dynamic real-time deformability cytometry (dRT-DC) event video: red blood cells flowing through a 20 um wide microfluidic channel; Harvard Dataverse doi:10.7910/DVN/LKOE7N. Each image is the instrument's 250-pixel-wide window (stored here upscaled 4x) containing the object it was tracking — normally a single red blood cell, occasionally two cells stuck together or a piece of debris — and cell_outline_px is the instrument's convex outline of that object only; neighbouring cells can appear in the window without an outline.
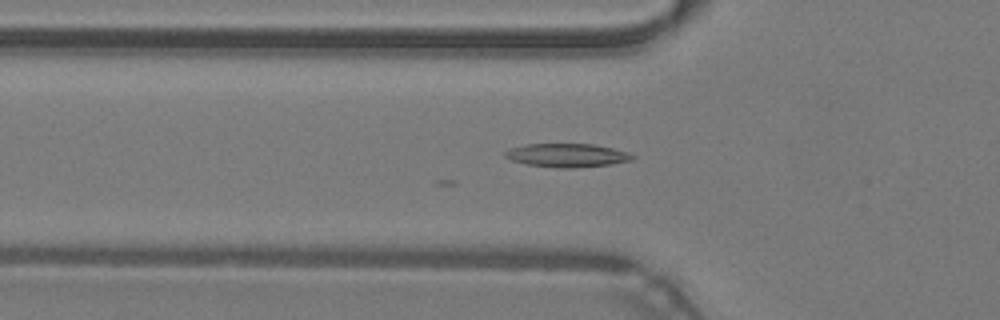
{"species": "common noctule bat (a hibernating species)", "species_latin": "Nyctalus noctula", "temperature_condition": "warm", "stored_images_in_passage": 34, "camera_frame_rate_fps": 3000, "um_per_image_px": 0.085, "animal": {"sex": "male", "body_mass_g": 19.2, "forearm_length_mm": 51.8}, "frame": {"image": 1, "passage_image": 2, "time_ms": 0.333, "image_size_px": [1000, 320], "cell_outline_px": [[636, 156], [632, 160], [612, 164], [572, 168], [560, 168], [528, 164], [512, 160], [504, 156], [504, 152], [512, 148], [528, 144], [592, 144], [612, 148], [628, 152]], "centroid_in_image_um": [48.24, 13.2], "position_along_channel_um": 77.6, "area_um2": 17.28}}
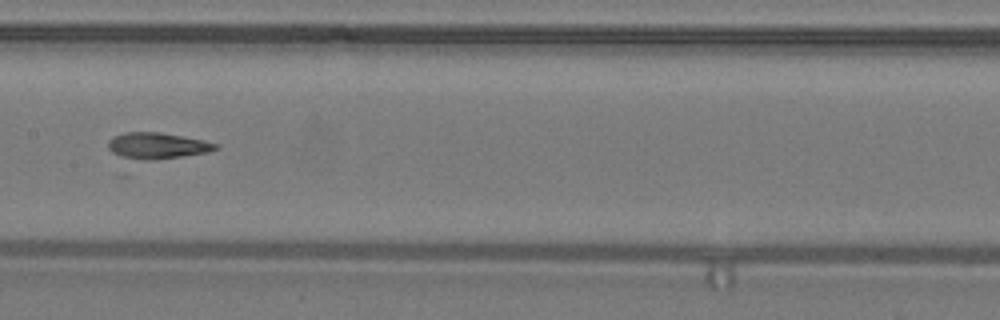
{"frame": {"image": 2, "passage_image": 10, "time_ms": 3.0, "image_size_px": [1000, 320], "cell_outline_px": [[220, 148], [208, 152], [152, 160], [128, 160], [112, 152], [108, 148], [108, 140], [112, 136], [124, 132], [160, 132], [204, 140], [220, 144]], "centroid_in_image_um": [13.34, 12.38], "position_along_channel_um": 194.1, "area_um2": 16.65}}
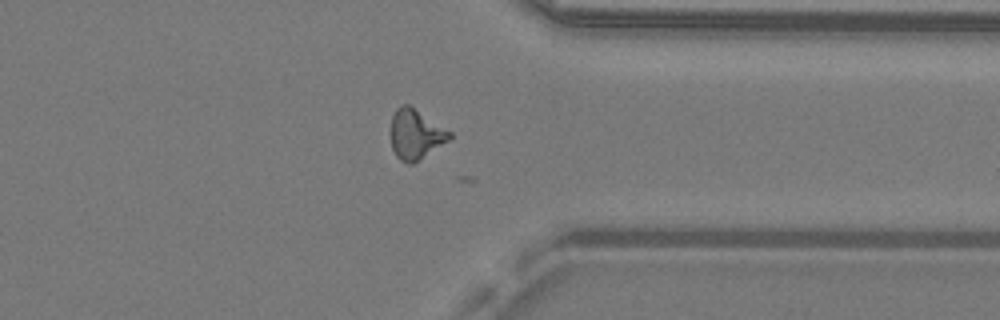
{"frame": {"image": 3, "passage_image": 23, "time_ms": 7.333, "image_size_px": [1000, 320], "cell_outline_px": [[452, 136], [448, 140], [412, 164], [408, 164], [400, 160], [396, 156], [392, 148], [392, 116], [396, 108], [400, 104], [408, 104], [452, 132]], "centroid_in_image_um": [35.32, 11.4], "position_along_channel_um": 376.1, "area_um2": 16.76}}